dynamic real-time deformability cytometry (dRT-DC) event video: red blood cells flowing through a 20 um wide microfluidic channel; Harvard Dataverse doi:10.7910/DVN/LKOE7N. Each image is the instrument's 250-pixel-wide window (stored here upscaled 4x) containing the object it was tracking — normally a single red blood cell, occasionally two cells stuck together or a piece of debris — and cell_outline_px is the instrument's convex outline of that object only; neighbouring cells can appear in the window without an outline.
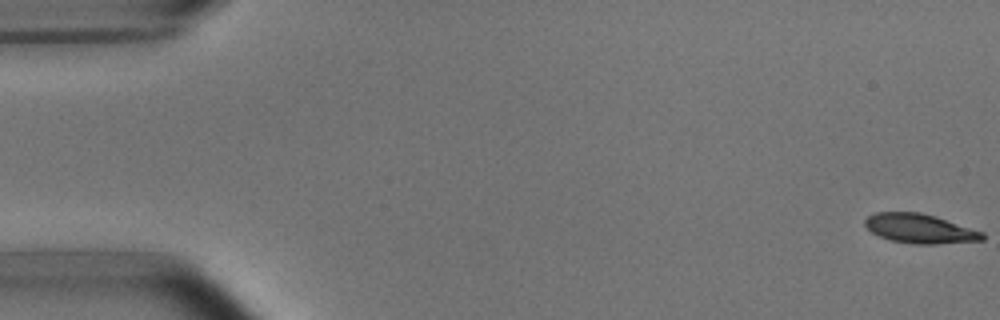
{"species": "common noctule bat (a hibernating species)", "species_latin": "Nyctalus noctula", "temperature_condition": "room temperature", "stored_images_in_passage": 6, "segment_of_instrument_passage": [1, 2], "camera_frame_rate_fps": 3000, "um_per_image_px": 0.085, "animal": {"sex": "male", "body_mass_g": 15.6}, "frame": {"image": 1, "passage_image": 1, "time_ms": 0.0, "image_size_px": [1000, 320], "cell_outline_px": [[984, 240], [936, 244], [912, 244], [892, 240], [880, 236], [872, 232], [864, 224], [864, 220], [868, 216], [876, 212], [920, 212], [936, 216], [984, 232]], "centroid_in_image_um": [78.2, 19.42], "position_along_channel_um": 6.8, "area_um2": 20.06}}
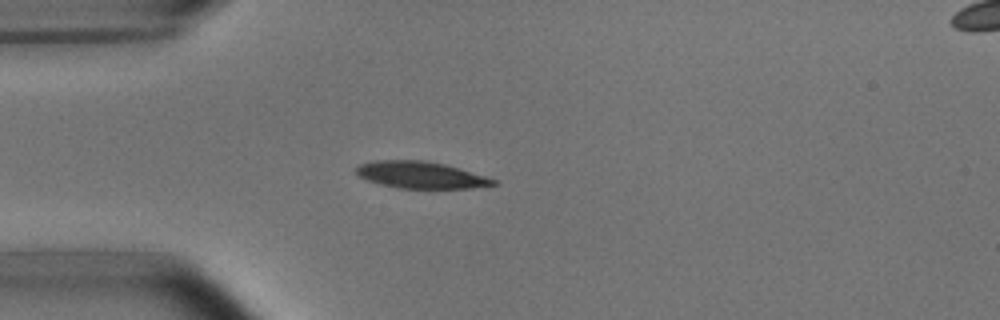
{"frame": {"image": 2, "passage_image": 5, "time_ms": 4.667, "image_size_px": [1000, 320], "cell_outline_px": [[500, 184], [472, 188], [400, 188], [380, 184], [368, 180], [360, 176], [356, 172], [356, 168], [360, 164], [372, 160], [424, 160], [444, 164], [484, 176], [496, 180]], "centroid_in_image_um": [35.75, 14.87], "position_along_channel_um": 49.2, "area_um2": 21.21}}